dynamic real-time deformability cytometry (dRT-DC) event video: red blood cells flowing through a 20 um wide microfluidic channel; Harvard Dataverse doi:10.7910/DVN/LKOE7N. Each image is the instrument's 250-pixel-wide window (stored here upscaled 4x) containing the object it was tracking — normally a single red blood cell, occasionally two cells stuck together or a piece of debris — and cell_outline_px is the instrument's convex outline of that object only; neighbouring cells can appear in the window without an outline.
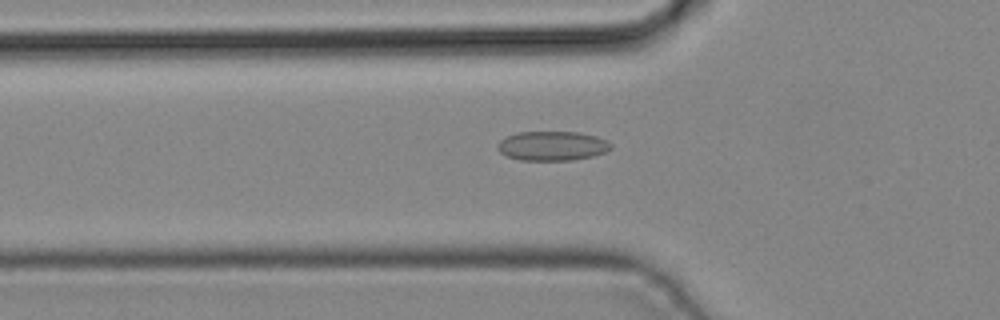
{"species": "common noctule bat (a hibernating species)", "species_latin": "Nyctalus noctula", "temperature_condition": "cold", "stored_images_in_passage": 44, "camera_frame_rate_fps": 3000, "um_per_image_px": 0.085, "animal": {"sex": "male", "body_mass_g": 19.2, "forearm_length_mm": 51.8}, "frame": {"image": 1, "passage_image": 15, "time_ms": 4.667, "image_size_px": [1000, 320], "cell_outline_px": [[612, 148], [604, 152], [592, 156], [572, 160], [520, 160], [508, 156], [500, 152], [496, 148], [500, 140], [516, 132], [576, 132], [596, 136], [612, 144]], "centroid_in_image_um": [46.92, 12.4], "position_along_channel_um": 78.9, "area_um2": 19.25}}
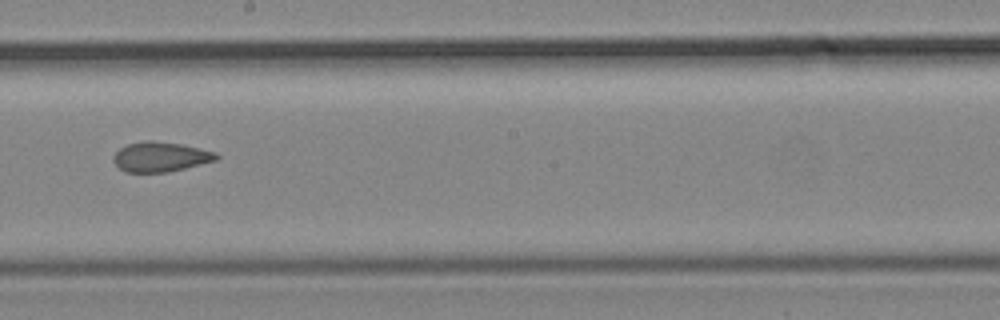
{"frame": {"image": 2, "passage_image": 25, "time_ms": 8.0, "image_size_px": [1000, 320], "cell_outline_px": [[220, 156], [216, 160], [168, 172], [124, 172], [112, 160], [112, 156], [120, 148], [128, 144], [144, 140], [152, 140], [180, 144], [216, 152]], "centroid_in_image_um": [13.61, 13.33], "position_along_channel_um": 234.6, "area_um2": 17.8}}
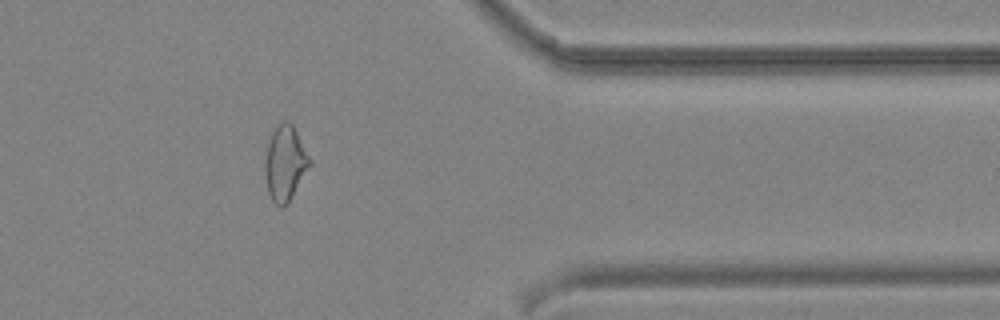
{"frame": {"image": 3, "passage_image": 36, "time_ms": 11.667, "image_size_px": [1000, 320], "cell_outline_px": [[312, 164], [288, 204], [280, 208], [272, 200], [268, 192], [264, 168], [264, 164], [268, 140], [272, 132], [284, 120], [288, 120], [292, 124], [312, 160]], "centroid_in_image_um": [24.25, 13.89], "position_along_channel_um": 387.2, "area_um2": 19.71}}